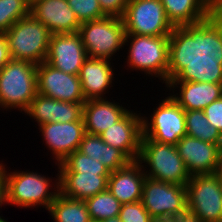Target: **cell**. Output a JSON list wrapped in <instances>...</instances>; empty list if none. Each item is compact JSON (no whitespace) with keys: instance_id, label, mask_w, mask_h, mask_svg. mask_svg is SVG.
Returning a JSON list of instances; mask_svg holds the SVG:
<instances>
[{"instance_id":"1","label":"cell","mask_w":222,"mask_h":222,"mask_svg":"<svg viewBox=\"0 0 222 222\" xmlns=\"http://www.w3.org/2000/svg\"><path fill=\"white\" fill-rule=\"evenodd\" d=\"M164 87L184 110H203L222 97V63L208 48H196Z\"/></svg>"},{"instance_id":"2","label":"cell","mask_w":222,"mask_h":222,"mask_svg":"<svg viewBox=\"0 0 222 222\" xmlns=\"http://www.w3.org/2000/svg\"><path fill=\"white\" fill-rule=\"evenodd\" d=\"M128 46L124 68L144 72L165 85L180 64L196 49L184 36H145L126 34ZM163 81V82H162Z\"/></svg>"},{"instance_id":"3","label":"cell","mask_w":222,"mask_h":222,"mask_svg":"<svg viewBox=\"0 0 222 222\" xmlns=\"http://www.w3.org/2000/svg\"><path fill=\"white\" fill-rule=\"evenodd\" d=\"M171 24L195 47L208 48L222 16L207 0H160Z\"/></svg>"},{"instance_id":"4","label":"cell","mask_w":222,"mask_h":222,"mask_svg":"<svg viewBox=\"0 0 222 222\" xmlns=\"http://www.w3.org/2000/svg\"><path fill=\"white\" fill-rule=\"evenodd\" d=\"M2 162L3 160L0 161V173L6 184L7 205L21 209L42 207L47 210L59 194V173L51 178L48 174L42 175L37 171L12 172L5 167L6 163Z\"/></svg>"},{"instance_id":"5","label":"cell","mask_w":222,"mask_h":222,"mask_svg":"<svg viewBox=\"0 0 222 222\" xmlns=\"http://www.w3.org/2000/svg\"><path fill=\"white\" fill-rule=\"evenodd\" d=\"M37 92V65L10 60L0 70V110L24 113Z\"/></svg>"},{"instance_id":"6","label":"cell","mask_w":222,"mask_h":222,"mask_svg":"<svg viewBox=\"0 0 222 222\" xmlns=\"http://www.w3.org/2000/svg\"><path fill=\"white\" fill-rule=\"evenodd\" d=\"M137 162L146 177L161 182L186 185L191 177L174 145L142 139Z\"/></svg>"},{"instance_id":"7","label":"cell","mask_w":222,"mask_h":222,"mask_svg":"<svg viewBox=\"0 0 222 222\" xmlns=\"http://www.w3.org/2000/svg\"><path fill=\"white\" fill-rule=\"evenodd\" d=\"M5 35L13 60L45 62L52 34L31 14L16 21Z\"/></svg>"},{"instance_id":"8","label":"cell","mask_w":222,"mask_h":222,"mask_svg":"<svg viewBox=\"0 0 222 222\" xmlns=\"http://www.w3.org/2000/svg\"><path fill=\"white\" fill-rule=\"evenodd\" d=\"M78 33L89 58L110 61L114 58L115 61V56H118L120 49L125 48L126 30L122 18L106 16L83 22Z\"/></svg>"},{"instance_id":"9","label":"cell","mask_w":222,"mask_h":222,"mask_svg":"<svg viewBox=\"0 0 222 222\" xmlns=\"http://www.w3.org/2000/svg\"><path fill=\"white\" fill-rule=\"evenodd\" d=\"M168 96L160 99L153 112L142 116V139H151L159 143L176 145L186 135L185 110Z\"/></svg>"},{"instance_id":"10","label":"cell","mask_w":222,"mask_h":222,"mask_svg":"<svg viewBox=\"0 0 222 222\" xmlns=\"http://www.w3.org/2000/svg\"><path fill=\"white\" fill-rule=\"evenodd\" d=\"M122 20L126 34L183 36L168 20L160 0H129Z\"/></svg>"},{"instance_id":"11","label":"cell","mask_w":222,"mask_h":222,"mask_svg":"<svg viewBox=\"0 0 222 222\" xmlns=\"http://www.w3.org/2000/svg\"><path fill=\"white\" fill-rule=\"evenodd\" d=\"M141 201L157 222H167L188 209L185 185L161 182L149 177L144 181Z\"/></svg>"},{"instance_id":"12","label":"cell","mask_w":222,"mask_h":222,"mask_svg":"<svg viewBox=\"0 0 222 222\" xmlns=\"http://www.w3.org/2000/svg\"><path fill=\"white\" fill-rule=\"evenodd\" d=\"M185 186L189 211L202 222H222V180L217 173L193 175Z\"/></svg>"},{"instance_id":"13","label":"cell","mask_w":222,"mask_h":222,"mask_svg":"<svg viewBox=\"0 0 222 222\" xmlns=\"http://www.w3.org/2000/svg\"><path fill=\"white\" fill-rule=\"evenodd\" d=\"M37 92L59 101L86 102L79 75L55 69L47 62L37 65Z\"/></svg>"},{"instance_id":"14","label":"cell","mask_w":222,"mask_h":222,"mask_svg":"<svg viewBox=\"0 0 222 222\" xmlns=\"http://www.w3.org/2000/svg\"><path fill=\"white\" fill-rule=\"evenodd\" d=\"M43 143L51 153L55 165L63 162L71 153L79 150L85 132L84 121L46 123L38 126Z\"/></svg>"},{"instance_id":"15","label":"cell","mask_w":222,"mask_h":222,"mask_svg":"<svg viewBox=\"0 0 222 222\" xmlns=\"http://www.w3.org/2000/svg\"><path fill=\"white\" fill-rule=\"evenodd\" d=\"M88 58L78 32L52 34L45 59L49 65L72 75H79Z\"/></svg>"},{"instance_id":"16","label":"cell","mask_w":222,"mask_h":222,"mask_svg":"<svg viewBox=\"0 0 222 222\" xmlns=\"http://www.w3.org/2000/svg\"><path fill=\"white\" fill-rule=\"evenodd\" d=\"M190 176L217 173L222 148L185 135L175 145Z\"/></svg>"},{"instance_id":"17","label":"cell","mask_w":222,"mask_h":222,"mask_svg":"<svg viewBox=\"0 0 222 222\" xmlns=\"http://www.w3.org/2000/svg\"><path fill=\"white\" fill-rule=\"evenodd\" d=\"M140 112L130 110L121 120L100 134L105 143L120 149L132 161L138 159L143 137V114Z\"/></svg>"},{"instance_id":"18","label":"cell","mask_w":222,"mask_h":222,"mask_svg":"<svg viewBox=\"0 0 222 222\" xmlns=\"http://www.w3.org/2000/svg\"><path fill=\"white\" fill-rule=\"evenodd\" d=\"M30 14L51 34L76 33L81 25L67 0L32 1Z\"/></svg>"},{"instance_id":"19","label":"cell","mask_w":222,"mask_h":222,"mask_svg":"<svg viewBox=\"0 0 222 222\" xmlns=\"http://www.w3.org/2000/svg\"><path fill=\"white\" fill-rule=\"evenodd\" d=\"M24 114L35 121L38 126L54 122L83 121V103L59 101L37 94Z\"/></svg>"},{"instance_id":"20","label":"cell","mask_w":222,"mask_h":222,"mask_svg":"<svg viewBox=\"0 0 222 222\" xmlns=\"http://www.w3.org/2000/svg\"><path fill=\"white\" fill-rule=\"evenodd\" d=\"M112 63V64H111ZM114 63L108 59L87 58L81 67L79 79L86 100L108 98L106 93L114 87ZM114 68V69H113Z\"/></svg>"},{"instance_id":"21","label":"cell","mask_w":222,"mask_h":222,"mask_svg":"<svg viewBox=\"0 0 222 222\" xmlns=\"http://www.w3.org/2000/svg\"><path fill=\"white\" fill-rule=\"evenodd\" d=\"M130 109L110 98L89 99L83 104L85 132L100 135L121 120Z\"/></svg>"},{"instance_id":"22","label":"cell","mask_w":222,"mask_h":222,"mask_svg":"<svg viewBox=\"0 0 222 222\" xmlns=\"http://www.w3.org/2000/svg\"><path fill=\"white\" fill-rule=\"evenodd\" d=\"M145 179L140 163L132 161L125 168L110 173L107 190L121 204L135 203L142 200Z\"/></svg>"},{"instance_id":"23","label":"cell","mask_w":222,"mask_h":222,"mask_svg":"<svg viewBox=\"0 0 222 222\" xmlns=\"http://www.w3.org/2000/svg\"><path fill=\"white\" fill-rule=\"evenodd\" d=\"M110 174L59 173V193L85 200L106 191Z\"/></svg>"},{"instance_id":"24","label":"cell","mask_w":222,"mask_h":222,"mask_svg":"<svg viewBox=\"0 0 222 222\" xmlns=\"http://www.w3.org/2000/svg\"><path fill=\"white\" fill-rule=\"evenodd\" d=\"M79 151L101 162L110 172L125 168L132 162L123 151L105 143L100 135L85 133Z\"/></svg>"},{"instance_id":"25","label":"cell","mask_w":222,"mask_h":222,"mask_svg":"<svg viewBox=\"0 0 222 222\" xmlns=\"http://www.w3.org/2000/svg\"><path fill=\"white\" fill-rule=\"evenodd\" d=\"M55 222H91L84 200L72 199L60 193L47 209Z\"/></svg>"},{"instance_id":"26","label":"cell","mask_w":222,"mask_h":222,"mask_svg":"<svg viewBox=\"0 0 222 222\" xmlns=\"http://www.w3.org/2000/svg\"><path fill=\"white\" fill-rule=\"evenodd\" d=\"M185 124L186 135L222 148V134L209 124L203 110H185Z\"/></svg>"},{"instance_id":"27","label":"cell","mask_w":222,"mask_h":222,"mask_svg":"<svg viewBox=\"0 0 222 222\" xmlns=\"http://www.w3.org/2000/svg\"><path fill=\"white\" fill-rule=\"evenodd\" d=\"M93 221L119 216L122 204L108 191H103L84 200Z\"/></svg>"},{"instance_id":"28","label":"cell","mask_w":222,"mask_h":222,"mask_svg":"<svg viewBox=\"0 0 222 222\" xmlns=\"http://www.w3.org/2000/svg\"><path fill=\"white\" fill-rule=\"evenodd\" d=\"M58 173L110 174L106 166L76 150L58 165Z\"/></svg>"},{"instance_id":"29","label":"cell","mask_w":222,"mask_h":222,"mask_svg":"<svg viewBox=\"0 0 222 222\" xmlns=\"http://www.w3.org/2000/svg\"><path fill=\"white\" fill-rule=\"evenodd\" d=\"M29 14V0H0V34H5L16 21Z\"/></svg>"},{"instance_id":"30","label":"cell","mask_w":222,"mask_h":222,"mask_svg":"<svg viewBox=\"0 0 222 222\" xmlns=\"http://www.w3.org/2000/svg\"><path fill=\"white\" fill-rule=\"evenodd\" d=\"M80 23L106 17L98 0H67Z\"/></svg>"},{"instance_id":"31","label":"cell","mask_w":222,"mask_h":222,"mask_svg":"<svg viewBox=\"0 0 222 222\" xmlns=\"http://www.w3.org/2000/svg\"><path fill=\"white\" fill-rule=\"evenodd\" d=\"M118 217L121 222H157L147 212L142 201L122 204Z\"/></svg>"},{"instance_id":"32","label":"cell","mask_w":222,"mask_h":222,"mask_svg":"<svg viewBox=\"0 0 222 222\" xmlns=\"http://www.w3.org/2000/svg\"><path fill=\"white\" fill-rule=\"evenodd\" d=\"M209 124L222 134V97L203 109Z\"/></svg>"},{"instance_id":"33","label":"cell","mask_w":222,"mask_h":222,"mask_svg":"<svg viewBox=\"0 0 222 222\" xmlns=\"http://www.w3.org/2000/svg\"><path fill=\"white\" fill-rule=\"evenodd\" d=\"M106 16L122 18L129 0H98Z\"/></svg>"},{"instance_id":"34","label":"cell","mask_w":222,"mask_h":222,"mask_svg":"<svg viewBox=\"0 0 222 222\" xmlns=\"http://www.w3.org/2000/svg\"><path fill=\"white\" fill-rule=\"evenodd\" d=\"M208 49L222 63V20L219 22L213 42Z\"/></svg>"},{"instance_id":"35","label":"cell","mask_w":222,"mask_h":222,"mask_svg":"<svg viewBox=\"0 0 222 222\" xmlns=\"http://www.w3.org/2000/svg\"><path fill=\"white\" fill-rule=\"evenodd\" d=\"M12 60L8 40L5 34H0V70Z\"/></svg>"},{"instance_id":"36","label":"cell","mask_w":222,"mask_h":222,"mask_svg":"<svg viewBox=\"0 0 222 222\" xmlns=\"http://www.w3.org/2000/svg\"><path fill=\"white\" fill-rule=\"evenodd\" d=\"M167 222H202L200 218L188 209Z\"/></svg>"},{"instance_id":"37","label":"cell","mask_w":222,"mask_h":222,"mask_svg":"<svg viewBox=\"0 0 222 222\" xmlns=\"http://www.w3.org/2000/svg\"><path fill=\"white\" fill-rule=\"evenodd\" d=\"M7 205L6 184L3 176L0 173V209Z\"/></svg>"},{"instance_id":"38","label":"cell","mask_w":222,"mask_h":222,"mask_svg":"<svg viewBox=\"0 0 222 222\" xmlns=\"http://www.w3.org/2000/svg\"><path fill=\"white\" fill-rule=\"evenodd\" d=\"M207 1L222 16V0H207Z\"/></svg>"},{"instance_id":"39","label":"cell","mask_w":222,"mask_h":222,"mask_svg":"<svg viewBox=\"0 0 222 222\" xmlns=\"http://www.w3.org/2000/svg\"><path fill=\"white\" fill-rule=\"evenodd\" d=\"M217 175L222 180V153H221V156H220V161H219V165H218Z\"/></svg>"},{"instance_id":"40","label":"cell","mask_w":222,"mask_h":222,"mask_svg":"<svg viewBox=\"0 0 222 222\" xmlns=\"http://www.w3.org/2000/svg\"><path fill=\"white\" fill-rule=\"evenodd\" d=\"M101 222H121L119 217H114V218H109V219H105Z\"/></svg>"},{"instance_id":"41","label":"cell","mask_w":222,"mask_h":222,"mask_svg":"<svg viewBox=\"0 0 222 222\" xmlns=\"http://www.w3.org/2000/svg\"><path fill=\"white\" fill-rule=\"evenodd\" d=\"M0 222H7V220L3 216L0 215Z\"/></svg>"}]
</instances>
